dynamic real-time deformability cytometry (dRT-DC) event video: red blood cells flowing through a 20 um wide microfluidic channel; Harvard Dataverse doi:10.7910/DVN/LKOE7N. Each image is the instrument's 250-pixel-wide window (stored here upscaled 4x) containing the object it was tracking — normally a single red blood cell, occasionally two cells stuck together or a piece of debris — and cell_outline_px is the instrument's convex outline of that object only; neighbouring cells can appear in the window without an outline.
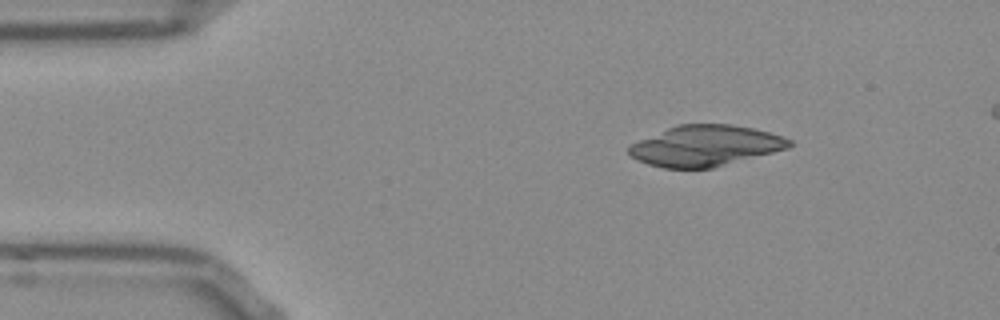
{"species": "Egyptian fruit bat (a non-hibernating species)", "species_latin": "Rousettus aegyptiacus", "temperature_condition": "room temperature", "stored_images_in_passage": 51, "camera_frame_rate_fps": 3000, "um_per_image_px": 0.085, "frame": {"image": 1, "passage_image": 7, "time_ms": 2.0, "image_size_px": [1000, 320], "cell_outline_px": [[792, 144], [788, 148], [712, 168], [664, 168], [648, 164], [636, 160], [628, 152], [628, 144], [668, 128], [680, 124], [732, 124], [752, 128], [784, 136], [792, 140]], "centroid_in_image_um": [59.93, 12.39], "position_along_channel_um": 25.1, "area_um2": 37.97}}